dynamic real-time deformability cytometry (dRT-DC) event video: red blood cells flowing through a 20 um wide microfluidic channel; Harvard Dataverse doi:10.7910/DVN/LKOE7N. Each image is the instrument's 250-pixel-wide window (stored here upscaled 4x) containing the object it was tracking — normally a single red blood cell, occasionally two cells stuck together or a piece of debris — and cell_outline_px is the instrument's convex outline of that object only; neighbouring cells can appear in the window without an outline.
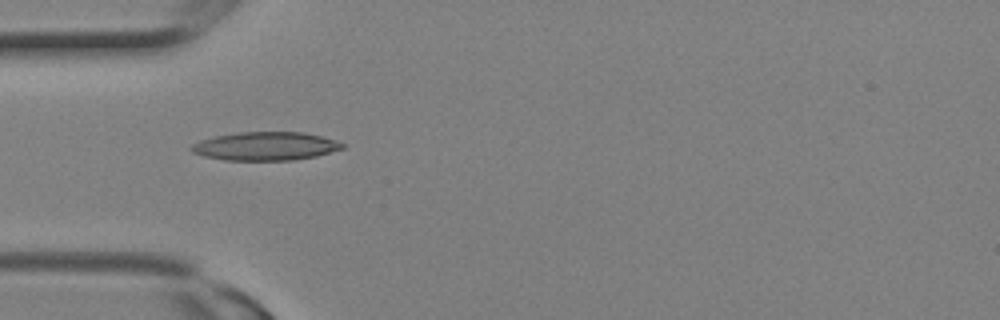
{"species": "Egyptian fruit bat (a non-hibernating species)", "species_latin": "Rousettus aegyptiacus", "temperature_condition": "room temperature", "stored_images_in_passage": 3, "camera_frame_rate_fps": 3000, "um_per_image_px": 0.085, "animal": {"sex": "female"}, "frame": {"image": 1, "passage_image": 3, "time_ms": 0.667, "image_size_px": [1000, 320], "cell_outline_px": [[344, 148], [316, 156], [292, 160], [224, 160], [204, 156], [192, 152], [188, 148], [192, 144], [200, 140], [216, 136], [236, 132], [304, 132], [320, 136], [344, 144]], "centroid_in_image_um": [22.51, 12.42], "position_along_channel_um": 62.5, "area_um2": 24.91}}